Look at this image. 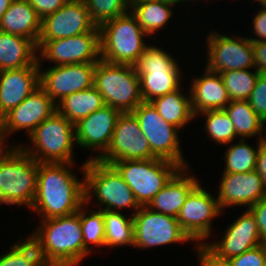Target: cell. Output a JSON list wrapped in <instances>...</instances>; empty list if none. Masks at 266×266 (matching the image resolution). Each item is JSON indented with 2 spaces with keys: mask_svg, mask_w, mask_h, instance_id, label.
Masks as SVG:
<instances>
[{
  "mask_svg": "<svg viewBox=\"0 0 266 266\" xmlns=\"http://www.w3.org/2000/svg\"><path fill=\"white\" fill-rule=\"evenodd\" d=\"M74 163H39L36 194L31 210L41 220L78 212L85 203L84 179L70 169Z\"/></svg>",
  "mask_w": 266,
  "mask_h": 266,
  "instance_id": "6da1fadb",
  "label": "cell"
},
{
  "mask_svg": "<svg viewBox=\"0 0 266 266\" xmlns=\"http://www.w3.org/2000/svg\"><path fill=\"white\" fill-rule=\"evenodd\" d=\"M29 239L46 266H79L90 252L84 247L78 212L41 220Z\"/></svg>",
  "mask_w": 266,
  "mask_h": 266,
  "instance_id": "7a4b0ae2",
  "label": "cell"
},
{
  "mask_svg": "<svg viewBox=\"0 0 266 266\" xmlns=\"http://www.w3.org/2000/svg\"><path fill=\"white\" fill-rule=\"evenodd\" d=\"M0 148V205L31 208L39 163L19 144Z\"/></svg>",
  "mask_w": 266,
  "mask_h": 266,
  "instance_id": "3957f363",
  "label": "cell"
},
{
  "mask_svg": "<svg viewBox=\"0 0 266 266\" xmlns=\"http://www.w3.org/2000/svg\"><path fill=\"white\" fill-rule=\"evenodd\" d=\"M82 165L86 205L95 198L99 202L98 210L119 212L122 208H130L133 214L139 210L141 206L134 193L112 164L86 159Z\"/></svg>",
  "mask_w": 266,
  "mask_h": 266,
  "instance_id": "277c9868",
  "label": "cell"
},
{
  "mask_svg": "<svg viewBox=\"0 0 266 266\" xmlns=\"http://www.w3.org/2000/svg\"><path fill=\"white\" fill-rule=\"evenodd\" d=\"M32 145L21 146L38 163H74L75 126L55 111L29 135Z\"/></svg>",
  "mask_w": 266,
  "mask_h": 266,
  "instance_id": "5b68a950",
  "label": "cell"
},
{
  "mask_svg": "<svg viewBox=\"0 0 266 266\" xmlns=\"http://www.w3.org/2000/svg\"><path fill=\"white\" fill-rule=\"evenodd\" d=\"M101 59L115 64L135 65L144 51L147 33L130 11L99 26Z\"/></svg>",
  "mask_w": 266,
  "mask_h": 266,
  "instance_id": "8992f818",
  "label": "cell"
},
{
  "mask_svg": "<svg viewBox=\"0 0 266 266\" xmlns=\"http://www.w3.org/2000/svg\"><path fill=\"white\" fill-rule=\"evenodd\" d=\"M93 86L102 95L105 105L121 113L133 112L143 102L140 77L135 66L115 64L100 59L94 70Z\"/></svg>",
  "mask_w": 266,
  "mask_h": 266,
  "instance_id": "52a82bcc",
  "label": "cell"
},
{
  "mask_svg": "<svg viewBox=\"0 0 266 266\" xmlns=\"http://www.w3.org/2000/svg\"><path fill=\"white\" fill-rule=\"evenodd\" d=\"M176 57L155 45H147L134 65L140 77L143 102L164 96L181 87L182 70Z\"/></svg>",
  "mask_w": 266,
  "mask_h": 266,
  "instance_id": "ba28073f",
  "label": "cell"
},
{
  "mask_svg": "<svg viewBox=\"0 0 266 266\" xmlns=\"http://www.w3.org/2000/svg\"><path fill=\"white\" fill-rule=\"evenodd\" d=\"M112 165L129 185L140 206H147L181 168L160 158L116 161Z\"/></svg>",
  "mask_w": 266,
  "mask_h": 266,
  "instance_id": "9c48e42d",
  "label": "cell"
},
{
  "mask_svg": "<svg viewBox=\"0 0 266 266\" xmlns=\"http://www.w3.org/2000/svg\"><path fill=\"white\" fill-rule=\"evenodd\" d=\"M132 113L156 158L174 162L181 168L190 166L180 146L179 129L166 122L150 102L140 103Z\"/></svg>",
  "mask_w": 266,
  "mask_h": 266,
  "instance_id": "30bf717a",
  "label": "cell"
},
{
  "mask_svg": "<svg viewBox=\"0 0 266 266\" xmlns=\"http://www.w3.org/2000/svg\"><path fill=\"white\" fill-rule=\"evenodd\" d=\"M133 215V247L149 249L173 243H187L193 240L182 229L177 218L152 211L141 206Z\"/></svg>",
  "mask_w": 266,
  "mask_h": 266,
  "instance_id": "8fae6325",
  "label": "cell"
},
{
  "mask_svg": "<svg viewBox=\"0 0 266 266\" xmlns=\"http://www.w3.org/2000/svg\"><path fill=\"white\" fill-rule=\"evenodd\" d=\"M38 62L47 60L57 65L97 63L100 54V30L37 43ZM40 52V53H39Z\"/></svg>",
  "mask_w": 266,
  "mask_h": 266,
  "instance_id": "7c38bea8",
  "label": "cell"
},
{
  "mask_svg": "<svg viewBox=\"0 0 266 266\" xmlns=\"http://www.w3.org/2000/svg\"><path fill=\"white\" fill-rule=\"evenodd\" d=\"M206 45L208 60L205 68L209 71L255 70L252 42L248 37H232L213 31L209 33Z\"/></svg>",
  "mask_w": 266,
  "mask_h": 266,
  "instance_id": "4fadbf2b",
  "label": "cell"
},
{
  "mask_svg": "<svg viewBox=\"0 0 266 266\" xmlns=\"http://www.w3.org/2000/svg\"><path fill=\"white\" fill-rule=\"evenodd\" d=\"M215 197L199 184L188 195L177 216L179 225L196 244L208 241L214 218L222 215Z\"/></svg>",
  "mask_w": 266,
  "mask_h": 266,
  "instance_id": "5bb4252c",
  "label": "cell"
},
{
  "mask_svg": "<svg viewBox=\"0 0 266 266\" xmlns=\"http://www.w3.org/2000/svg\"><path fill=\"white\" fill-rule=\"evenodd\" d=\"M152 158L156 157L140 129L138 119L132 112L121 113L117 118L110 145L98 160L112 164L116 161Z\"/></svg>",
  "mask_w": 266,
  "mask_h": 266,
  "instance_id": "9a60e30c",
  "label": "cell"
},
{
  "mask_svg": "<svg viewBox=\"0 0 266 266\" xmlns=\"http://www.w3.org/2000/svg\"><path fill=\"white\" fill-rule=\"evenodd\" d=\"M38 63L40 87L55 104L72 93L93 86L96 63L53 65L44 71L42 62Z\"/></svg>",
  "mask_w": 266,
  "mask_h": 266,
  "instance_id": "2e32d148",
  "label": "cell"
},
{
  "mask_svg": "<svg viewBox=\"0 0 266 266\" xmlns=\"http://www.w3.org/2000/svg\"><path fill=\"white\" fill-rule=\"evenodd\" d=\"M99 30L90 17L84 0H68L59 10L47 15L41 21L38 42L69 38Z\"/></svg>",
  "mask_w": 266,
  "mask_h": 266,
  "instance_id": "e0dca14e",
  "label": "cell"
},
{
  "mask_svg": "<svg viewBox=\"0 0 266 266\" xmlns=\"http://www.w3.org/2000/svg\"><path fill=\"white\" fill-rule=\"evenodd\" d=\"M120 114L118 109L104 105L74 124L76 145L93 152H100L96 157L90 155L88 160L99 159L107 151Z\"/></svg>",
  "mask_w": 266,
  "mask_h": 266,
  "instance_id": "ac0fdd59",
  "label": "cell"
},
{
  "mask_svg": "<svg viewBox=\"0 0 266 266\" xmlns=\"http://www.w3.org/2000/svg\"><path fill=\"white\" fill-rule=\"evenodd\" d=\"M56 111V104L39 86L20 105L3 116L5 141L10 133L25 130L28 136Z\"/></svg>",
  "mask_w": 266,
  "mask_h": 266,
  "instance_id": "d6986e66",
  "label": "cell"
},
{
  "mask_svg": "<svg viewBox=\"0 0 266 266\" xmlns=\"http://www.w3.org/2000/svg\"><path fill=\"white\" fill-rule=\"evenodd\" d=\"M217 201L223 212L227 207L248 209L266 196L260 175L254 170L246 173H222Z\"/></svg>",
  "mask_w": 266,
  "mask_h": 266,
  "instance_id": "ffe728a7",
  "label": "cell"
},
{
  "mask_svg": "<svg viewBox=\"0 0 266 266\" xmlns=\"http://www.w3.org/2000/svg\"><path fill=\"white\" fill-rule=\"evenodd\" d=\"M224 230L220 241L204 243L220 258L229 260L262 244L255 218L248 209Z\"/></svg>",
  "mask_w": 266,
  "mask_h": 266,
  "instance_id": "44dd1931",
  "label": "cell"
},
{
  "mask_svg": "<svg viewBox=\"0 0 266 266\" xmlns=\"http://www.w3.org/2000/svg\"><path fill=\"white\" fill-rule=\"evenodd\" d=\"M38 60L21 69L0 71V114L20 105L39 86Z\"/></svg>",
  "mask_w": 266,
  "mask_h": 266,
  "instance_id": "7402d4cb",
  "label": "cell"
},
{
  "mask_svg": "<svg viewBox=\"0 0 266 266\" xmlns=\"http://www.w3.org/2000/svg\"><path fill=\"white\" fill-rule=\"evenodd\" d=\"M199 77L193 78L188 90L194 116L208 110H224L231 99L219 73L207 68Z\"/></svg>",
  "mask_w": 266,
  "mask_h": 266,
  "instance_id": "603a6c76",
  "label": "cell"
},
{
  "mask_svg": "<svg viewBox=\"0 0 266 266\" xmlns=\"http://www.w3.org/2000/svg\"><path fill=\"white\" fill-rule=\"evenodd\" d=\"M189 168H180L146 207L177 218L188 195L200 184L197 177L188 175Z\"/></svg>",
  "mask_w": 266,
  "mask_h": 266,
  "instance_id": "cb8c5ba5",
  "label": "cell"
},
{
  "mask_svg": "<svg viewBox=\"0 0 266 266\" xmlns=\"http://www.w3.org/2000/svg\"><path fill=\"white\" fill-rule=\"evenodd\" d=\"M42 19L27 0H13L0 21V31L31 39L36 45Z\"/></svg>",
  "mask_w": 266,
  "mask_h": 266,
  "instance_id": "d4e9b609",
  "label": "cell"
},
{
  "mask_svg": "<svg viewBox=\"0 0 266 266\" xmlns=\"http://www.w3.org/2000/svg\"><path fill=\"white\" fill-rule=\"evenodd\" d=\"M37 52L31 39L0 31V71L33 65L38 60Z\"/></svg>",
  "mask_w": 266,
  "mask_h": 266,
  "instance_id": "484cf974",
  "label": "cell"
},
{
  "mask_svg": "<svg viewBox=\"0 0 266 266\" xmlns=\"http://www.w3.org/2000/svg\"><path fill=\"white\" fill-rule=\"evenodd\" d=\"M180 4L178 0H147L133 3L129 11L136 18L137 23L150 37L160 29L165 28L169 19L173 17L172 6Z\"/></svg>",
  "mask_w": 266,
  "mask_h": 266,
  "instance_id": "4316f807",
  "label": "cell"
},
{
  "mask_svg": "<svg viewBox=\"0 0 266 266\" xmlns=\"http://www.w3.org/2000/svg\"><path fill=\"white\" fill-rule=\"evenodd\" d=\"M182 91L183 89L180 87L150 101L159 115L178 129H182L188 122L196 118L192 112L190 93L186 96Z\"/></svg>",
  "mask_w": 266,
  "mask_h": 266,
  "instance_id": "83f0119b",
  "label": "cell"
},
{
  "mask_svg": "<svg viewBox=\"0 0 266 266\" xmlns=\"http://www.w3.org/2000/svg\"><path fill=\"white\" fill-rule=\"evenodd\" d=\"M104 105L102 95L92 86L64 97L56 104V111L75 124Z\"/></svg>",
  "mask_w": 266,
  "mask_h": 266,
  "instance_id": "f1b7e54d",
  "label": "cell"
},
{
  "mask_svg": "<svg viewBox=\"0 0 266 266\" xmlns=\"http://www.w3.org/2000/svg\"><path fill=\"white\" fill-rule=\"evenodd\" d=\"M224 110L234 124L237 137L245 139L259 136L258 140L266 139V122L257 115L247 100L230 101Z\"/></svg>",
  "mask_w": 266,
  "mask_h": 266,
  "instance_id": "f546056e",
  "label": "cell"
},
{
  "mask_svg": "<svg viewBox=\"0 0 266 266\" xmlns=\"http://www.w3.org/2000/svg\"><path fill=\"white\" fill-rule=\"evenodd\" d=\"M105 229V247L133 246V215L126 216L121 212L103 211Z\"/></svg>",
  "mask_w": 266,
  "mask_h": 266,
  "instance_id": "4dcf8cb0",
  "label": "cell"
},
{
  "mask_svg": "<svg viewBox=\"0 0 266 266\" xmlns=\"http://www.w3.org/2000/svg\"><path fill=\"white\" fill-rule=\"evenodd\" d=\"M256 149L247 144L246 139H240L238 143L232 142L231 146L225 151V167L223 173H246L255 170L259 144Z\"/></svg>",
  "mask_w": 266,
  "mask_h": 266,
  "instance_id": "1f68e13d",
  "label": "cell"
},
{
  "mask_svg": "<svg viewBox=\"0 0 266 266\" xmlns=\"http://www.w3.org/2000/svg\"><path fill=\"white\" fill-rule=\"evenodd\" d=\"M206 118L204 124V130L208 134V137L216 142L218 145L231 144L235 142L236 131L234 124L230 120V117L225 110H208L197 114V116Z\"/></svg>",
  "mask_w": 266,
  "mask_h": 266,
  "instance_id": "d6a6232c",
  "label": "cell"
},
{
  "mask_svg": "<svg viewBox=\"0 0 266 266\" xmlns=\"http://www.w3.org/2000/svg\"><path fill=\"white\" fill-rule=\"evenodd\" d=\"M86 203H84L78 213L80 215V223L82 227V235L84 247L91 253L93 246L105 247V229L103 210H87ZM86 208V209H85ZM90 211V212H89ZM91 243V246H89Z\"/></svg>",
  "mask_w": 266,
  "mask_h": 266,
  "instance_id": "836d02e7",
  "label": "cell"
},
{
  "mask_svg": "<svg viewBox=\"0 0 266 266\" xmlns=\"http://www.w3.org/2000/svg\"><path fill=\"white\" fill-rule=\"evenodd\" d=\"M251 69L230 70L219 73L222 77L231 101L248 100L259 76Z\"/></svg>",
  "mask_w": 266,
  "mask_h": 266,
  "instance_id": "e575fe53",
  "label": "cell"
},
{
  "mask_svg": "<svg viewBox=\"0 0 266 266\" xmlns=\"http://www.w3.org/2000/svg\"><path fill=\"white\" fill-rule=\"evenodd\" d=\"M24 241L14 243L0 256V266H46L37 246L26 237Z\"/></svg>",
  "mask_w": 266,
  "mask_h": 266,
  "instance_id": "d590c367",
  "label": "cell"
},
{
  "mask_svg": "<svg viewBox=\"0 0 266 266\" xmlns=\"http://www.w3.org/2000/svg\"><path fill=\"white\" fill-rule=\"evenodd\" d=\"M93 22L99 27L104 22L126 14L128 0H84Z\"/></svg>",
  "mask_w": 266,
  "mask_h": 266,
  "instance_id": "8d00e7d4",
  "label": "cell"
},
{
  "mask_svg": "<svg viewBox=\"0 0 266 266\" xmlns=\"http://www.w3.org/2000/svg\"><path fill=\"white\" fill-rule=\"evenodd\" d=\"M247 101L257 115L266 122V75L259 74L255 87Z\"/></svg>",
  "mask_w": 266,
  "mask_h": 266,
  "instance_id": "74e56055",
  "label": "cell"
},
{
  "mask_svg": "<svg viewBox=\"0 0 266 266\" xmlns=\"http://www.w3.org/2000/svg\"><path fill=\"white\" fill-rule=\"evenodd\" d=\"M231 266H264L261 244L229 259Z\"/></svg>",
  "mask_w": 266,
  "mask_h": 266,
  "instance_id": "f35d334b",
  "label": "cell"
},
{
  "mask_svg": "<svg viewBox=\"0 0 266 266\" xmlns=\"http://www.w3.org/2000/svg\"><path fill=\"white\" fill-rule=\"evenodd\" d=\"M196 255H198V263L200 266H231L228 259L218 257L205 244H199L195 247Z\"/></svg>",
  "mask_w": 266,
  "mask_h": 266,
  "instance_id": "ab89813d",
  "label": "cell"
},
{
  "mask_svg": "<svg viewBox=\"0 0 266 266\" xmlns=\"http://www.w3.org/2000/svg\"><path fill=\"white\" fill-rule=\"evenodd\" d=\"M248 210L255 218L261 243L266 242V196L253 204Z\"/></svg>",
  "mask_w": 266,
  "mask_h": 266,
  "instance_id": "60d3db41",
  "label": "cell"
},
{
  "mask_svg": "<svg viewBox=\"0 0 266 266\" xmlns=\"http://www.w3.org/2000/svg\"><path fill=\"white\" fill-rule=\"evenodd\" d=\"M41 19L59 10L68 0H27Z\"/></svg>",
  "mask_w": 266,
  "mask_h": 266,
  "instance_id": "b9f144b4",
  "label": "cell"
},
{
  "mask_svg": "<svg viewBox=\"0 0 266 266\" xmlns=\"http://www.w3.org/2000/svg\"><path fill=\"white\" fill-rule=\"evenodd\" d=\"M252 29L256 37H248L251 42L266 41V7H260L256 12L252 21Z\"/></svg>",
  "mask_w": 266,
  "mask_h": 266,
  "instance_id": "7bdbcfd3",
  "label": "cell"
},
{
  "mask_svg": "<svg viewBox=\"0 0 266 266\" xmlns=\"http://www.w3.org/2000/svg\"><path fill=\"white\" fill-rule=\"evenodd\" d=\"M255 70L266 75V41L252 42Z\"/></svg>",
  "mask_w": 266,
  "mask_h": 266,
  "instance_id": "ee69618b",
  "label": "cell"
},
{
  "mask_svg": "<svg viewBox=\"0 0 266 266\" xmlns=\"http://www.w3.org/2000/svg\"><path fill=\"white\" fill-rule=\"evenodd\" d=\"M255 171L260 175L263 185L266 188V139L259 144Z\"/></svg>",
  "mask_w": 266,
  "mask_h": 266,
  "instance_id": "f6af8a7d",
  "label": "cell"
},
{
  "mask_svg": "<svg viewBox=\"0 0 266 266\" xmlns=\"http://www.w3.org/2000/svg\"><path fill=\"white\" fill-rule=\"evenodd\" d=\"M12 2L13 0H0V21Z\"/></svg>",
  "mask_w": 266,
  "mask_h": 266,
  "instance_id": "bcb514c9",
  "label": "cell"
},
{
  "mask_svg": "<svg viewBox=\"0 0 266 266\" xmlns=\"http://www.w3.org/2000/svg\"><path fill=\"white\" fill-rule=\"evenodd\" d=\"M7 143H8L7 141H6V143H5V138H4V131H3V116L0 114V148L10 146V145H8Z\"/></svg>",
  "mask_w": 266,
  "mask_h": 266,
  "instance_id": "7dc6e473",
  "label": "cell"
},
{
  "mask_svg": "<svg viewBox=\"0 0 266 266\" xmlns=\"http://www.w3.org/2000/svg\"><path fill=\"white\" fill-rule=\"evenodd\" d=\"M261 246H262L263 258H264V266H266V242L262 243Z\"/></svg>",
  "mask_w": 266,
  "mask_h": 266,
  "instance_id": "c3c4849f",
  "label": "cell"
},
{
  "mask_svg": "<svg viewBox=\"0 0 266 266\" xmlns=\"http://www.w3.org/2000/svg\"><path fill=\"white\" fill-rule=\"evenodd\" d=\"M254 1H257L260 4L259 7H266V0H254Z\"/></svg>",
  "mask_w": 266,
  "mask_h": 266,
  "instance_id": "681fc988",
  "label": "cell"
},
{
  "mask_svg": "<svg viewBox=\"0 0 266 266\" xmlns=\"http://www.w3.org/2000/svg\"><path fill=\"white\" fill-rule=\"evenodd\" d=\"M140 1H147V0H128L129 5H132L133 3H138Z\"/></svg>",
  "mask_w": 266,
  "mask_h": 266,
  "instance_id": "f907efd6",
  "label": "cell"
},
{
  "mask_svg": "<svg viewBox=\"0 0 266 266\" xmlns=\"http://www.w3.org/2000/svg\"><path fill=\"white\" fill-rule=\"evenodd\" d=\"M180 3L182 2H187V3H189L190 1H192V0H178ZM189 1V2H188ZM196 1H199V0H196ZM206 1V0H205ZM192 2H195V0H193Z\"/></svg>",
  "mask_w": 266,
  "mask_h": 266,
  "instance_id": "816d5d0a",
  "label": "cell"
}]
</instances>
